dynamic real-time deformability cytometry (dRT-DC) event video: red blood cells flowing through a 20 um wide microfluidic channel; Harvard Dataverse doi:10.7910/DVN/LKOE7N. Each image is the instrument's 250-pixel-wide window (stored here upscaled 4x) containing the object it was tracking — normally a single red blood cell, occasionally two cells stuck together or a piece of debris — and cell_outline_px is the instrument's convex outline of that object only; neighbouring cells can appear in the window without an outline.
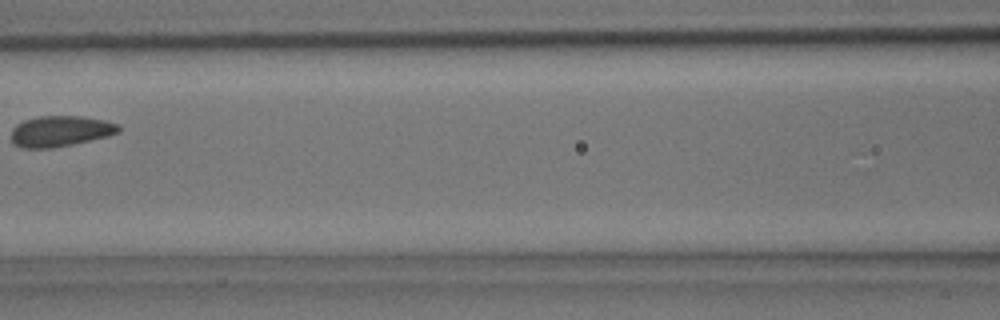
{"species": "common noctule bat (a hibernating species)", "species_latin": "Nyctalus noctula", "temperature_condition": "room temperature", "stored_images_in_passage": 3, "camera_frame_rate_fps": 3000, "um_per_image_px": 0.085, "animal": {"sex": "male", "body_mass_g": 15.6}, "frame": {"image": 1, "passage_image": 3, "time_ms": 0.667, "image_size_px": [1000, 320], "cell_outline_px": [[120, 132], [108, 136], [72, 144], [52, 148], [20, 148], [12, 144], [12, 128], [16, 124], [24, 120], [40, 116], [84, 116], [104, 120], [120, 124]], "centroid_in_image_um": [5.13, 11.15], "position_along_channel_um": 161.5, "area_um2": 19.42}}